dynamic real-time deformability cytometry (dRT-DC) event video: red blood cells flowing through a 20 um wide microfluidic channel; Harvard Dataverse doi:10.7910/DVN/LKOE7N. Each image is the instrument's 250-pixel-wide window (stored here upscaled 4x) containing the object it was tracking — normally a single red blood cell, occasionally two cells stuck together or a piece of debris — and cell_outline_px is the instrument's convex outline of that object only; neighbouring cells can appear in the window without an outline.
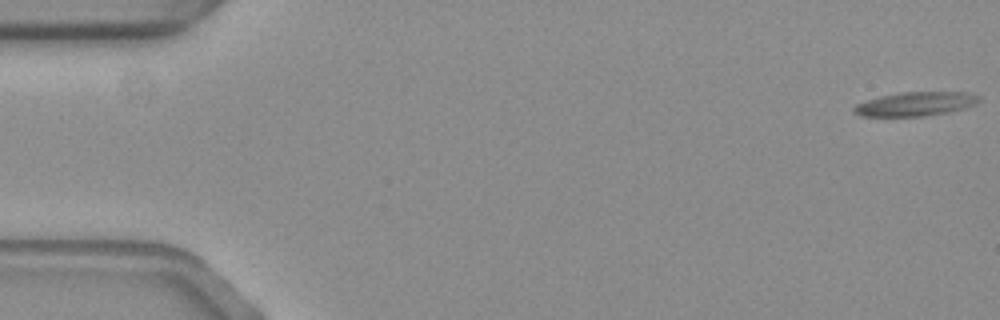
{"species": "common noctule bat (a hibernating species)", "species_latin": "Nyctalus noctula", "temperature_condition": "warm", "stored_images_in_passage": 59, "camera_frame_rate_fps": 3000, "um_per_image_px": 0.085, "animal": {"sex": "female", "body_mass_g": 19.3, "forearm_length_mm": 54.1}, "frame": {"image": 1, "passage_image": 1, "time_ms": 0.0, "image_size_px": [1000, 320], "cell_outline_px": [[980, 100], [976, 104], [964, 108], [948, 112], [924, 116], [860, 116], [852, 112], [852, 108], [856, 104], [880, 96], [904, 92], [964, 92], [980, 96]], "centroid_in_image_um": [77.81, 8.84], "position_along_channel_um": 7.2, "area_um2": 17.4}}
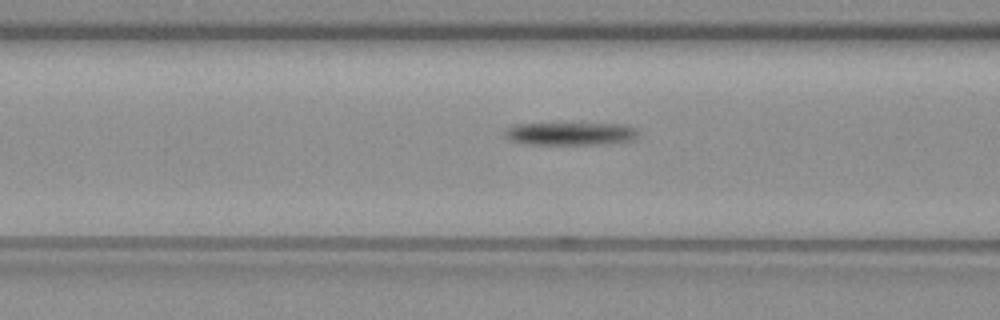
{"frame": {"image": 2, "passage_image": 23, "time_ms": 7.333, "image_size_px": [1000, 320], "cell_outline_px": [[640, 136], [636, 140], [608, 144], [528, 144], [512, 140], [504, 132], [508, 128], [516, 124], [628, 124], [636, 128], [640, 132]], "centroid_in_image_um": [48.66, 11.37], "position_along_channel_um": 117.9, "area_um2": 17.8}}
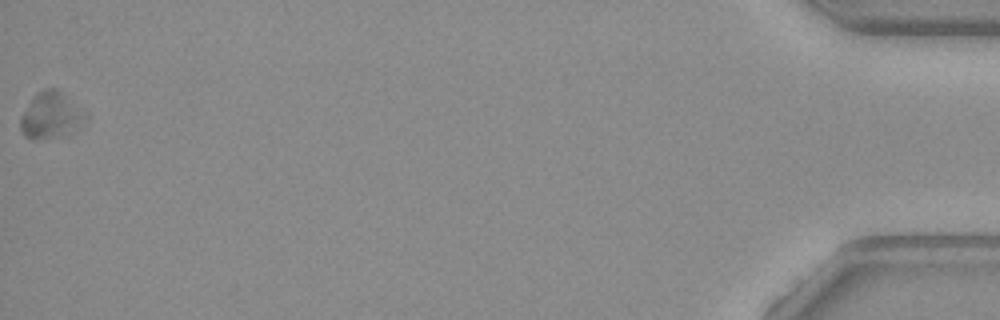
{"frame": {"image": 3, "passage_image": 59, "time_ms": 19.333, "image_size_px": [1000, 320], "cell_outline_px": [[76, 116], [68, 132], [56, 136], [40, 140], [32, 140], [24, 136], [20, 128], [20, 116], [32, 96], [36, 92], [44, 88], [56, 88], [60, 92]], "centroid_in_image_um": [3.95, 9.81], "position_along_channel_um": 431.3, "area_um2": 15.26}, "authors_computed_cell_mechanics": {"area_um2": 17.2244, "velocity_mm_per_s": 3.4866, "shape_relaxation_time_tau1_ms": 6.7868, "shape_relaxation_time_tau2_ms": null, "deformation_change_tau1": 0.2048, "deformation_change_tau2": null}}